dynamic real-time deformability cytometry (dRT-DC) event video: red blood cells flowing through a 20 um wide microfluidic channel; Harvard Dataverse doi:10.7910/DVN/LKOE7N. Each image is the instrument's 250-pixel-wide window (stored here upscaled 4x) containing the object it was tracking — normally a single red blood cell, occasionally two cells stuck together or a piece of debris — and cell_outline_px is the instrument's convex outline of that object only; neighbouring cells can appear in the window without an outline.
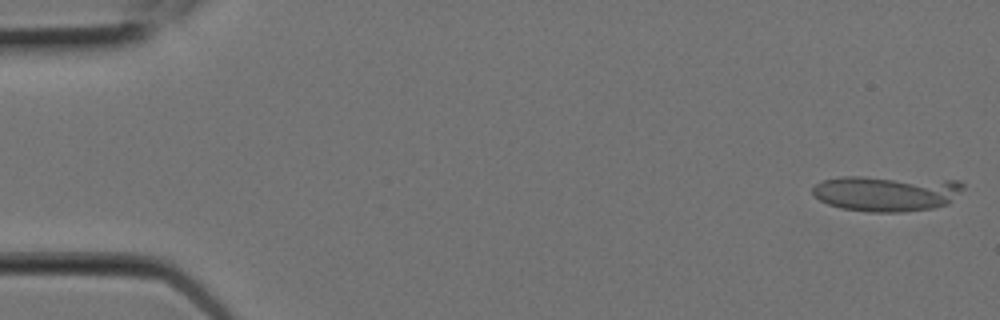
{"species": "Egyptian fruit bat (a non-hibernating species)", "species_latin": "Rousettus aegyptiacus", "temperature_condition": "room temperature", "stored_images_in_passage": 3, "camera_frame_rate_fps": 3000, "um_per_image_px": 0.085, "animal": {"sex": "female"}, "frame": {"image": 1, "passage_image": 1, "time_ms": 0.0, "image_size_px": [1000, 320], "cell_outline_px": [[964, 188], [948, 204], [932, 208], [900, 212], [868, 212], [840, 208], [828, 204], [820, 200], [812, 192], [812, 188], [820, 180], [840, 176], [860, 176], [960, 180], [964, 184]], "centroid_in_image_um": [75.35, 16.41], "position_along_channel_um": 9.7, "area_um2": 31.73}}